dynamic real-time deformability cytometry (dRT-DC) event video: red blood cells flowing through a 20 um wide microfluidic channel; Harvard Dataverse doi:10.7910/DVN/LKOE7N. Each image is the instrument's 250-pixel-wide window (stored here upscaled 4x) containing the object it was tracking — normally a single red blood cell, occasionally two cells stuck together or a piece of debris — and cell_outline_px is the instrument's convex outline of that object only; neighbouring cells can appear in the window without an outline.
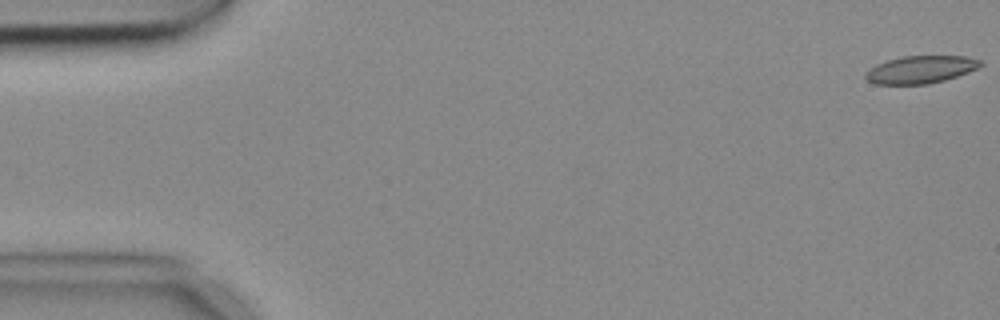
{"species": "common noctule bat (a hibernating species)", "species_latin": "Nyctalus noctula", "temperature_condition": "cold", "stored_images_in_passage": 5, "camera_frame_rate_fps": 3000, "um_per_image_px": 0.085, "animal": {"sex": "female", "body_mass_g": 18.4}, "frame": {"image": 1, "passage_image": 1, "time_ms": 0.0, "image_size_px": [1000, 320], "cell_outline_px": [[984, 64], [968, 72], [944, 80], [928, 84], [876, 84], [868, 80], [864, 76], [876, 64], [888, 60], [904, 56], [968, 56], [980, 60]], "centroid_in_image_um": [78.28, 5.9], "position_along_channel_um": 6.7, "area_um2": 18.21}}
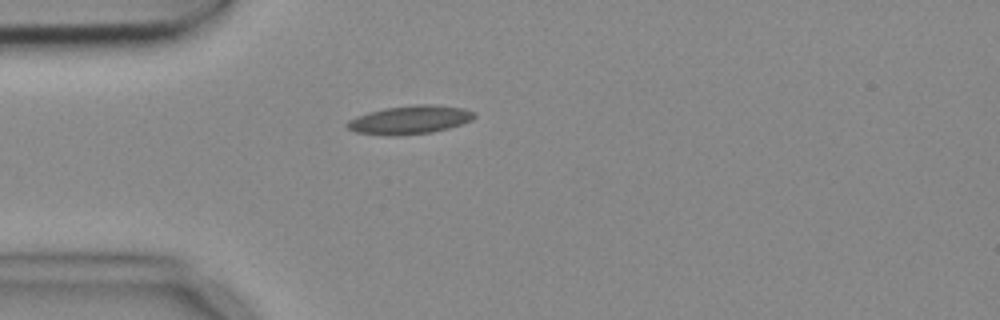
{"frame": {"image": 2, "passage_image": 5, "time_ms": 1.333, "image_size_px": [1000, 320], "cell_outline_px": [[476, 116], [472, 120], [448, 128], [432, 132], [396, 136], [388, 136], [356, 132], [348, 128], [348, 120], [356, 116], [368, 112], [384, 108], [416, 104], [432, 104], [464, 108], [476, 112]], "centroid_in_image_um": [34.86, 10.18], "position_along_channel_um": 50.1, "area_um2": 21.15}}